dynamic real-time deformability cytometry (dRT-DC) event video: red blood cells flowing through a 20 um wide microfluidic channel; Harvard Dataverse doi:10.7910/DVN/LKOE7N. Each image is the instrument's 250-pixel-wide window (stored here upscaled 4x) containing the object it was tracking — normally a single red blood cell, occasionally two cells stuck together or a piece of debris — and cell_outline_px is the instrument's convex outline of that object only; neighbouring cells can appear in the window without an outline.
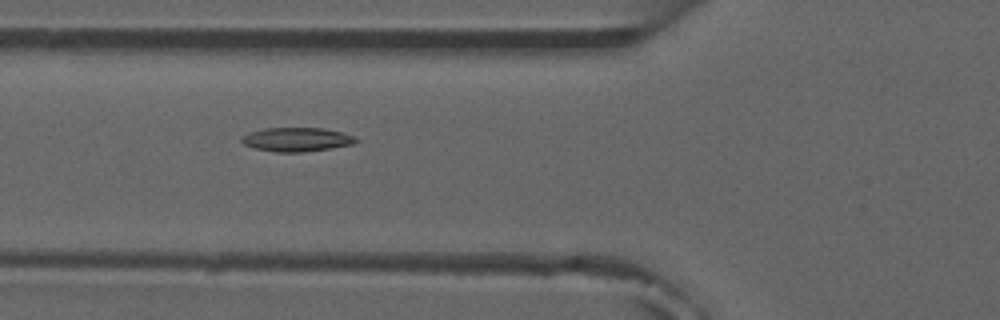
{"species": "common noctule bat (a hibernating species)", "species_latin": "Nyctalus noctula", "temperature_condition": "room temperature", "stored_images_in_passage": 10, "camera_frame_rate_fps": 3000, "um_per_image_px": 0.085, "animal": {"sex": "male", "forearm_length_mm": 52.5}, "frame": {"image": 1, "passage_image": 6, "time_ms": 5.667, "image_size_px": [1000, 320], "cell_outline_px": [[360, 140], [352, 144], [328, 148], [300, 152], [276, 152], [256, 148], [244, 144], [240, 140], [244, 136], [252, 132], [264, 128], [324, 128], [340, 132], [352, 136]], "centroid_in_image_um": [25.22, 11.85], "position_along_channel_um": 100.6, "area_um2": 15.55}}
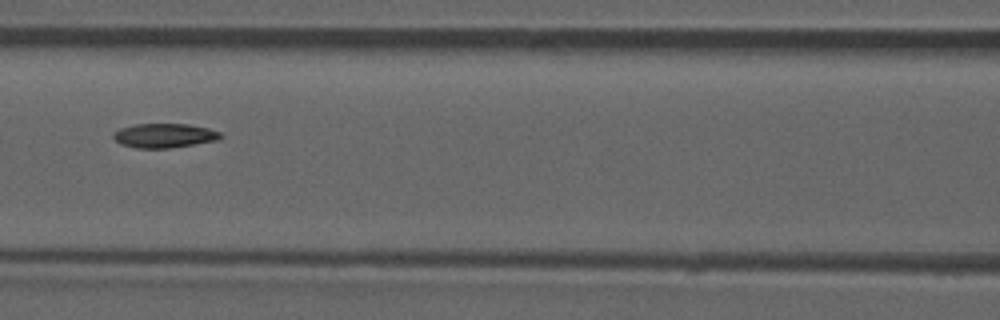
{"frame": {"image": 2, "passage_image": 7, "time_ms": 7.0, "image_size_px": [1000, 320], "cell_outline_px": [[224, 136], [216, 140], [168, 148], [136, 148], [120, 144], [112, 136], [112, 132], [120, 128], [136, 124], [188, 124], [208, 128], [220, 132]], "centroid_in_image_um": [13.93, 11.52], "position_along_channel_um": 152.7, "area_um2": 15.09}}